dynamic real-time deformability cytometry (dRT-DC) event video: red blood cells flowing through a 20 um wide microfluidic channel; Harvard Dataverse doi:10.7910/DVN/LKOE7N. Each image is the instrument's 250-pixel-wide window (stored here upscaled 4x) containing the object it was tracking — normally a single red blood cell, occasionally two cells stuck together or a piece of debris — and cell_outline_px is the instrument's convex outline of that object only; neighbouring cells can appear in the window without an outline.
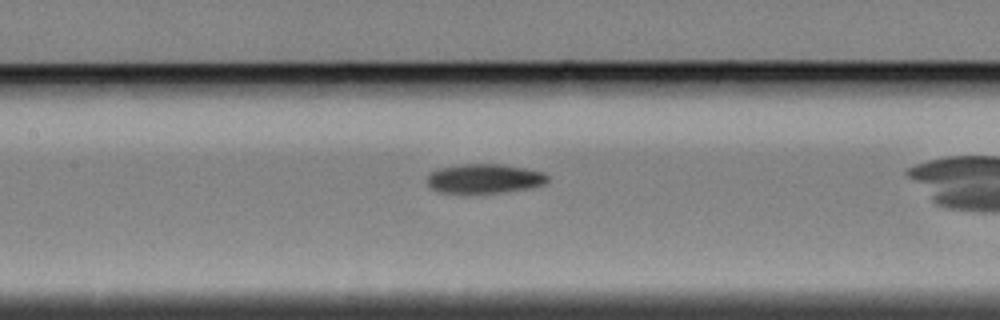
{"species": "Egyptian fruit bat (a non-hibernating species)", "species_latin": "Rousettus aegyptiacus", "temperature_condition": "cold", "stored_images_in_passage": 41, "camera_frame_rate_fps": 3000, "um_per_image_px": 0.085, "animal": {"sex": "female"}, "frame": {"image": 1, "passage_image": 22, "time_ms": 7.0, "image_size_px": [1000, 320], "cell_outline_px": [[548, 180], [544, 184], [528, 188], [504, 192], [464, 196], [436, 192], [428, 184], [428, 176], [432, 172], [440, 168], [460, 164], [500, 164], [524, 168], [544, 172], [548, 176]], "centroid_in_image_um": [41.13, 15.23], "position_along_channel_um": 166.3, "area_um2": 21.27}}
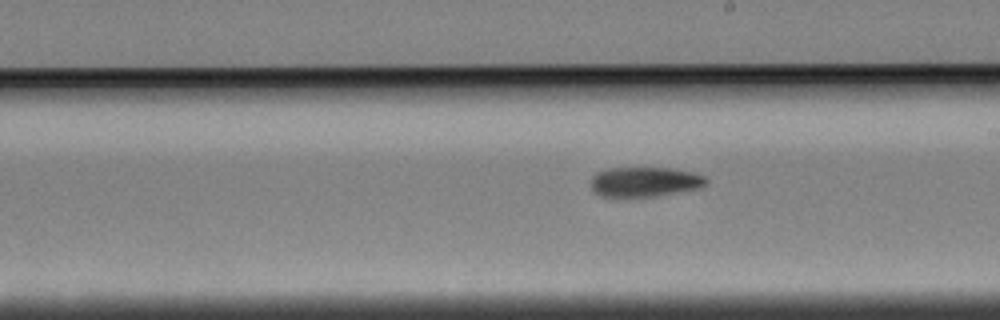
{"frame": {"image": 2, "passage_image": 28, "time_ms": 9.0, "image_size_px": [1000, 320], "cell_outline_px": [[708, 180], [700, 188], [656, 196], [600, 196], [592, 188], [592, 176], [596, 172], [604, 168], [668, 168], [692, 172], [704, 176]], "centroid_in_image_um": [54.79, 15.44], "position_along_channel_um": 234.2, "area_um2": 19.83}}
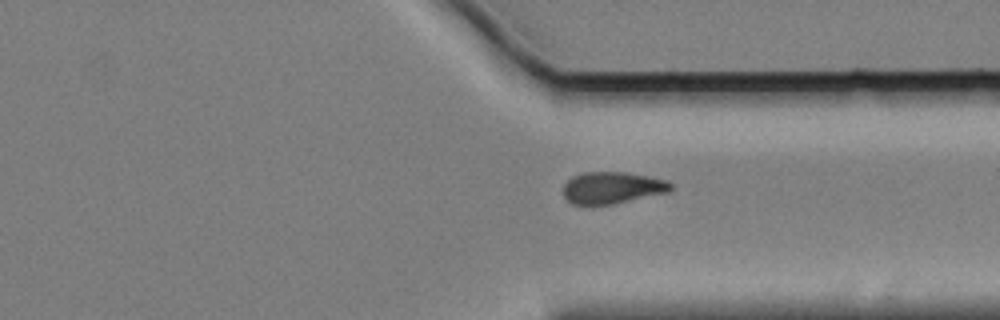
{"frame": {"image": 3, "passage_image": 39, "time_ms": 12.667, "image_size_px": [1000, 320], "cell_outline_px": [[672, 188], [668, 192], [612, 204], [572, 204], [564, 196], [564, 184], [572, 176], [584, 172], [628, 172], [668, 180], [672, 184]], "centroid_in_image_um": [52.05, 15.94], "position_along_channel_um": 359.4, "area_um2": 19.83}}